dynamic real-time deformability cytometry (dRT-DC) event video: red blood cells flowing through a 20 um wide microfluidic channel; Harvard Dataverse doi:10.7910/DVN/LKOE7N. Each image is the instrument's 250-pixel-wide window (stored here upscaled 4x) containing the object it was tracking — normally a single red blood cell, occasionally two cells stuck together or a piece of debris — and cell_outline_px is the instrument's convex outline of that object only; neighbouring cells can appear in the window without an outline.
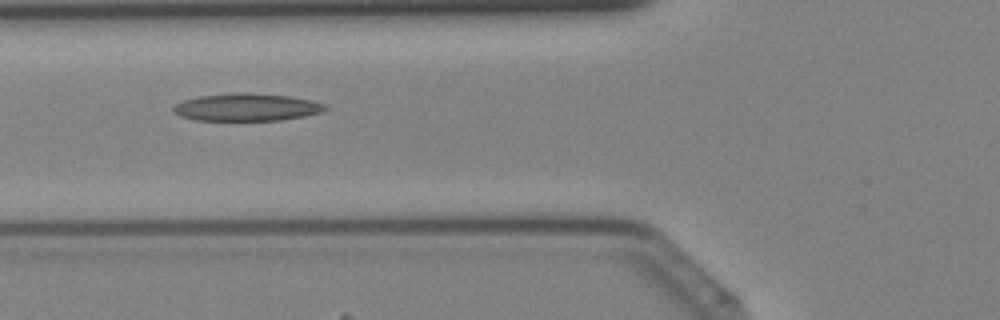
{"species": "Egyptian fruit bat (a non-hibernating species)", "species_latin": "Rousettus aegyptiacus", "temperature_condition": "cold", "stored_images_in_passage": 37, "camera_frame_rate_fps": 3000, "um_per_image_px": 0.085, "animal": {"sex": "female"}, "frame": {"image": 1, "passage_image": 11, "time_ms": 3.333, "image_size_px": [1000, 320], "cell_outline_px": [[328, 108], [324, 112], [304, 116], [280, 120], [196, 120], [180, 116], [172, 112], [172, 108], [176, 104], [184, 100], [200, 96], [240, 92], [244, 92], [292, 96], [312, 100], [328, 104]], "centroid_in_image_um": [21.02, 9.11], "position_along_channel_um": 104.8, "area_um2": 24.51}}
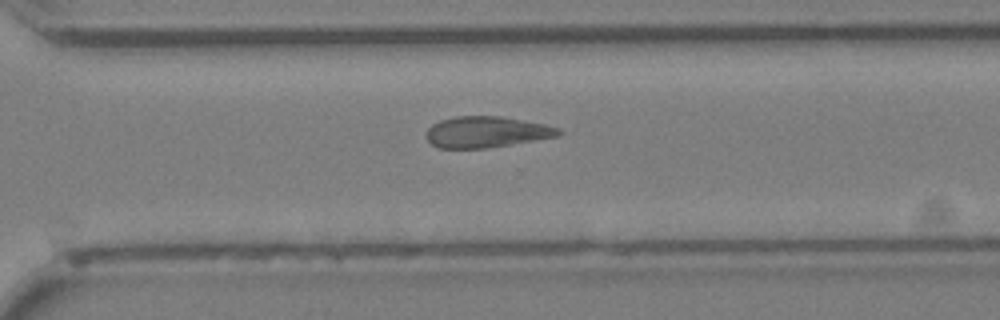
{"frame": {"image": 2, "passage_image": 25, "time_ms": 8.0, "image_size_px": [1000, 320], "cell_outline_px": [[564, 132], [560, 136], [488, 148], [440, 148], [432, 144], [428, 140], [428, 128], [432, 124], [440, 120], [456, 116], [500, 116], [544, 124], [560, 128]], "centroid_in_image_um": [41.39, 11.22], "position_along_channel_um": 329.2, "area_um2": 23.93}}
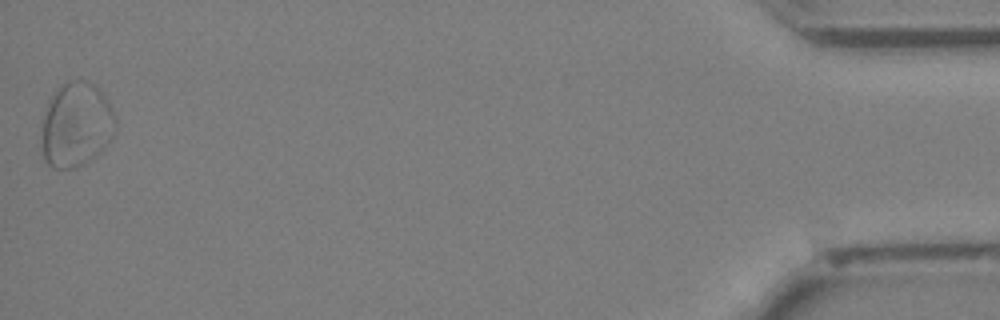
{"frame": {"image": 3, "passage_image": 37, "time_ms": 12.0, "image_size_px": [1000, 320], "cell_outline_px": [[116, 132], [104, 148], [100, 152], [84, 164], [76, 168], [56, 168], [48, 164], [44, 160], [40, 136], [44, 116], [48, 100], [52, 92], [60, 84], [68, 80], [88, 80], [100, 88], [104, 92], [112, 108], [116, 120]], "centroid_in_image_um": [6.48, 10.57], "position_along_channel_um": 428.7, "area_um2": 37.28}}